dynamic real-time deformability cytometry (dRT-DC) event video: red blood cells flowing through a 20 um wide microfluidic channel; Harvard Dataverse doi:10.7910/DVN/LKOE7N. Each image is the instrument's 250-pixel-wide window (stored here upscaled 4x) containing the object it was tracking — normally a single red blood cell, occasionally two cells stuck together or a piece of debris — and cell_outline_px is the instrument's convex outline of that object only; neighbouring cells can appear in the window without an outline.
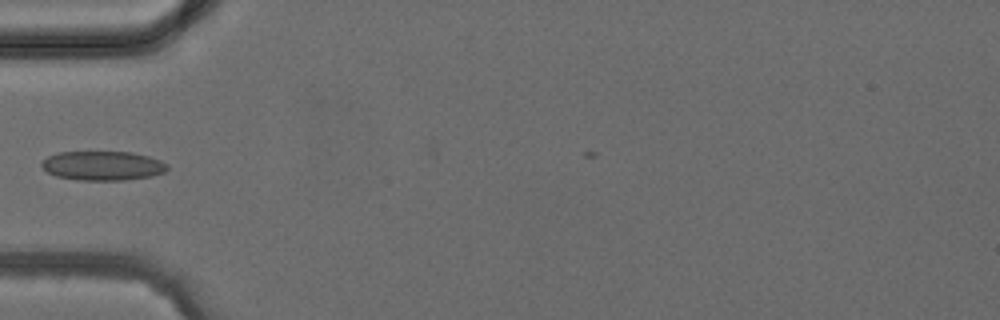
{"species": "common noctule bat (a hibernating species)", "species_latin": "Nyctalus noctula", "temperature_condition": "cold", "stored_images_in_passage": 2, "camera_frame_rate_fps": 3000, "um_per_image_px": 0.085, "animal": {"sex": "female", "body_mass_g": 24.6, "forearm_length_mm": 56.2}, "frame": {"image": 1, "passage_image": 2, "time_ms": 1.333, "image_size_px": [1000, 320], "cell_outline_px": [[168, 168], [164, 172], [152, 176], [124, 180], [80, 180], [56, 176], [48, 172], [40, 164], [48, 156], [60, 152], [132, 152], [148, 156], [160, 160], [168, 164]], "centroid_in_image_um": [8.76, 14.08], "position_along_channel_um": 76.2, "area_um2": 21.33}}